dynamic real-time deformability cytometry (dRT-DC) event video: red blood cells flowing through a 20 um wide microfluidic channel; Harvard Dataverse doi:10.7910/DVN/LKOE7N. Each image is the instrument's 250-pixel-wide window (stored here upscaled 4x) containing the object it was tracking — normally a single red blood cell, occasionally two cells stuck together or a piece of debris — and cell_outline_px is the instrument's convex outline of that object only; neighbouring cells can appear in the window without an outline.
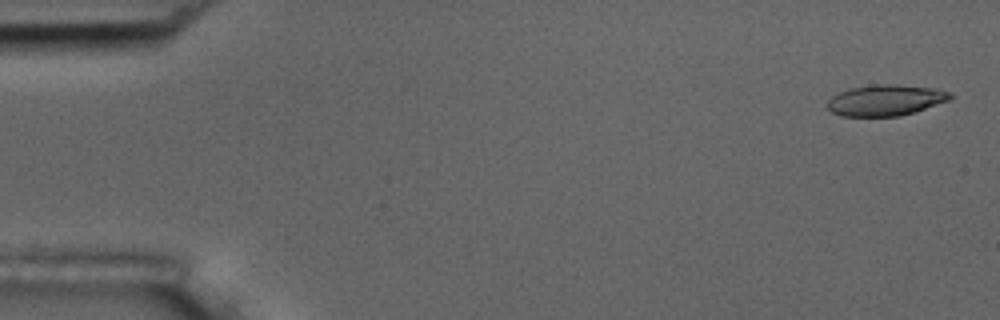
{"species": "common noctule bat (a hibernating species)", "species_latin": "Nyctalus noctula", "temperature_condition": "room temperature", "stored_images_in_passage": 4, "camera_frame_rate_fps": 3000, "um_per_image_px": 0.085, "animal": {"sex": "male", "body_mass_g": 17.5, "forearm_length_mm": 52.3}, "frame": {"image": 1, "passage_image": 1, "time_ms": 0.0, "image_size_px": [1000, 320], "cell_outline_px": [[952, 100], [900, 116], [840, 116], [832, 112], [828, 108], [828, 100], [832, 96], [848, 88], [872, 84], [896, 84], [936, 88], [952, 92]], "centroid_in_image_um": [75.31, 8.5], "position_along_channel_um": 9.7, "area_um2": 22.43}}
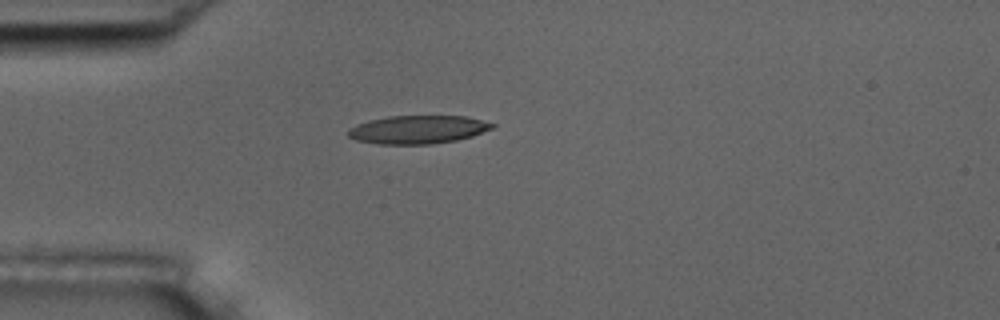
{"frame": {"image": 2, "passage_image": 4, "time_ms": 4.333, "image_size_px": [1000, 320], "cell_outline_px": [[496, 128], [472, 136], [456, 140], [428, 144], [380, 144], [356, 140], [348, 136], [348, 128], [368, 120], [388, 116], [468, 116], [496, 124]], "centroid_in_image_um": [35.55, 11.0], "position_along_channel_um": 49.5, "area_um2": 23.81}}